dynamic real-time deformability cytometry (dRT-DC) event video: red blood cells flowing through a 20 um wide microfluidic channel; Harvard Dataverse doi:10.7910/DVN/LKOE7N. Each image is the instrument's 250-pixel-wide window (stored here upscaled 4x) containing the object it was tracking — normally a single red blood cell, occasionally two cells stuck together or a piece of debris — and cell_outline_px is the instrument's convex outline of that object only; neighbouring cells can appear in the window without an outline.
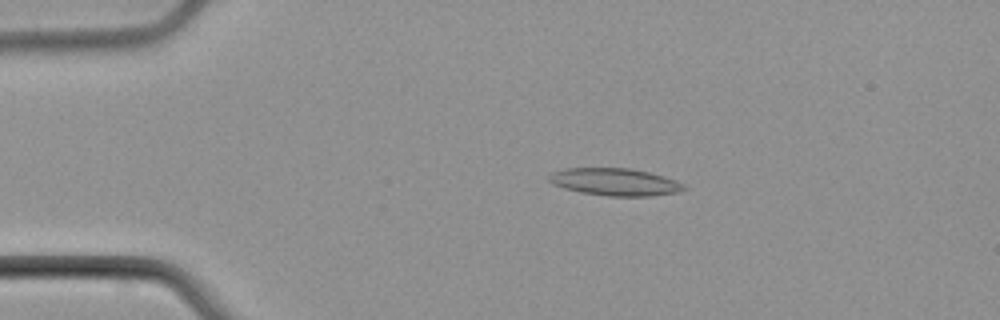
{"species": "common noctule bat (a hibernating species)", "species_latin": "Nyctalus noctula", "temperature_condition": "cold", "stored_images_in_passage": 5, "camera_frame_rate_fps": 3000, "um_per_image_px": 0.085, "animal": {"sex": "male", "body_mass_g": 21.5, "forearm_length_mm": 52.0}, "frame": {"image": 1, "passage_image": 3, "time_ms": 2.667, "image_size_px": [1000, 320], "cell_outline_px": [[688, 188], [680, 192], [652, 196], [608, 196], [580, 192], [564, 188], [552, 184], [548, 180], [548, 176], [552, 172], [564, 168], [632, 168], [664, 176], [676, 180], [684, 184]], "centroid_in_image_um": [52.29, 15.46], "position_along_channel_um": 32.7, "area_um2": 21.73}}
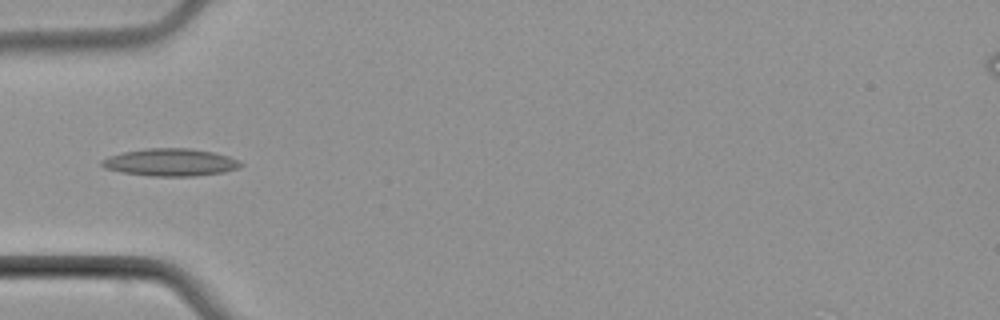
{"frame": {"image": 2, "passage_image": 5, "time_ms": 5.0, "image_size_px": [1000, 320], "cell_outline_px": [[244, 164], [240, 168], [224, 172], [196, 176], [148, 176], [120, 172], [104, 168], [100, 164], [100, 160], [108, 156], [124, 152], [144, 148], [192, 148], [212, 152], [228, 156]], "centroid_in_image_um": [14.46, 13.8], "position_along_channel_um": 70.5, "area_um2": 22.43}}